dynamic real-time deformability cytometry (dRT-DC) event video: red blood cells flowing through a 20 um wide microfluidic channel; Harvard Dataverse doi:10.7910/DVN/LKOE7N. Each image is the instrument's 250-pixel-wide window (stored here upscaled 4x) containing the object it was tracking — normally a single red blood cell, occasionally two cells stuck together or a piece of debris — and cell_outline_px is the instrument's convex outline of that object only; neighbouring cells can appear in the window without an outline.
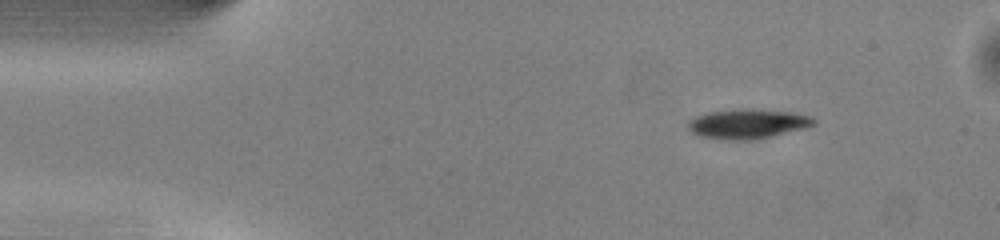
{"species": "common noctule bat (a hibernating species)", "species_latin": "Nyctalus noctula", "temperature_condition": "warm", "stored_images_in_passage": 45, "camera_frame_rate_fps": 3000, "um_per_image_px": 0.085, "animal": {"sex": "male", "body_mass_g": 13.0, "forearm_length_mm": 53.1}, "frame": {"image": 1, "passage_image": 1, "time_ms": 0.0, "image_size_px": [1000, 240], "cell_outline_px": [[816, 124], [804, 128], [752, 140], [728, 140], [696, 136], [688, 128], [688, 120], [696, 116], [708, 112], [736, 108], [752, 108], [792, 112], [812, 116], [816, 120]], "centroid_in_image_um": [63.52, 10.51], "position_along_channel_um": 21.5, "area_um2": 21.96}}
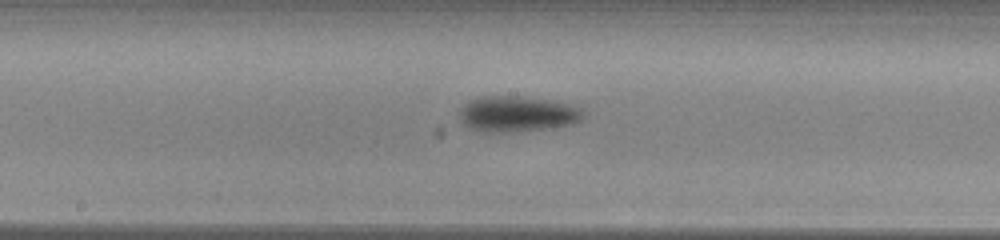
{"frame": {"image": 2, "passage_image": 20, "time_ms": 6.333, "image_size_px": [1000, 240], "cell_outline_px": [[584, 116], [580, 120], [572, 124], [552, 128], [508, 132], [484, 132], [472, 128], [464, 124], [460, 120], [460, 108], [468, 100], [484, 96], [520, 96], [568, 104], [580, 108]], "centroid_in_image_um": [43.93, 9.69], "position_along_channel_um": 204.3, "area_um2": 25.55}}
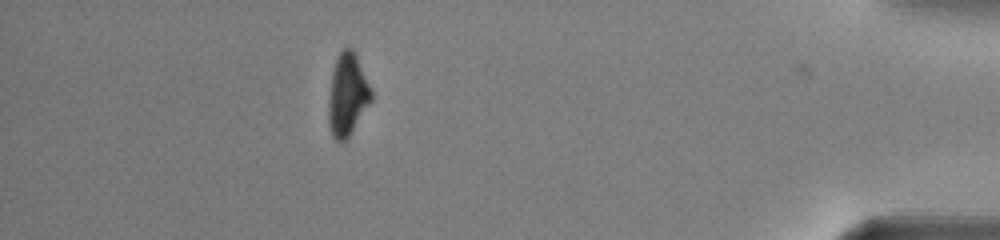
{"frame": {"image": 3, "passage_image": 39, "time_ms": 12.667, "image_size_px": [1000, 240], "cell_outline_px": [[372, 100], [344, 144], [340, 144], [332, 136], [328, 124], [328, 100], [332, 72], [336, 60], [340, 52], [344, 48], [352, 48], [356, 56], [372, 92]], "centroid_in_image_um": [29.51, 8.13], "position_along_channel_um": 405.7, "area_um2": 20.4}, "authors_computed_cell_mechanics": {"area_um2": 22.542, "velocity_mm_per_s": 4.0666, "shape_relaxation_time_tau1_ms": 1.9462, "shape_relaxation_time_tau2_ms": null, "deformation_change_tau1": 0.1084, "deformation_change_tau2": null}}